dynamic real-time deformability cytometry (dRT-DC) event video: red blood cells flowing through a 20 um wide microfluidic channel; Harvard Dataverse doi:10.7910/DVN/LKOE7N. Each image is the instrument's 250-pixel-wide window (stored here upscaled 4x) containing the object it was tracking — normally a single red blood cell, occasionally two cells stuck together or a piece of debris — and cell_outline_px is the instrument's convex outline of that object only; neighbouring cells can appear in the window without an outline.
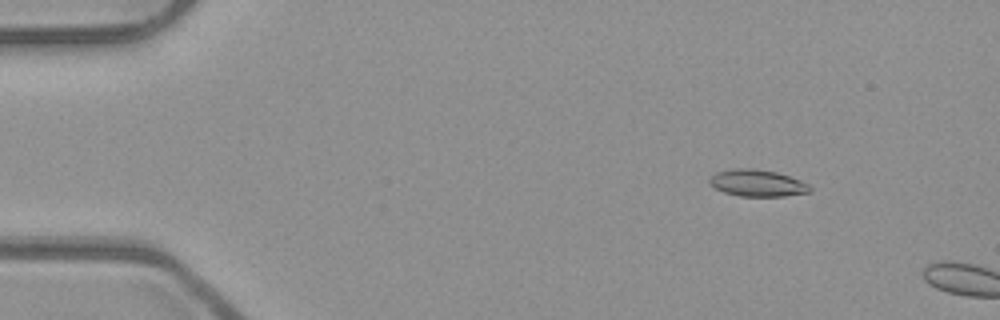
{"species": "common noctule bat (a hibernating species)", "species_latin": "Nyctalus noctula", "temperature_condition": "room temperature", "stored_images_in_passage": 9, "camera_frame_rate_fps": 3000, "um_per_image_px": 0.085, "animal": {"sex": "male", "body_mass_g": 23.1, "forearm_length_mm": 52.7}, "frame": {"image": 1, "passage_image": 6, "time_ms": 1.667, "image_size_px": [1000, 320], "cell_outline_px": [[812, 192], [784, 196], [740, 196], [724, 192], [716, 188], [708, 180], [716, 172], [736, 168], [756, 168], [776, 172], [800, 180], [808, 184], [812, 188]], "centroid_in_image_um": [64.41, 15.56], "position_along_channel_um": 20.6, "area_um2": 15.61}}